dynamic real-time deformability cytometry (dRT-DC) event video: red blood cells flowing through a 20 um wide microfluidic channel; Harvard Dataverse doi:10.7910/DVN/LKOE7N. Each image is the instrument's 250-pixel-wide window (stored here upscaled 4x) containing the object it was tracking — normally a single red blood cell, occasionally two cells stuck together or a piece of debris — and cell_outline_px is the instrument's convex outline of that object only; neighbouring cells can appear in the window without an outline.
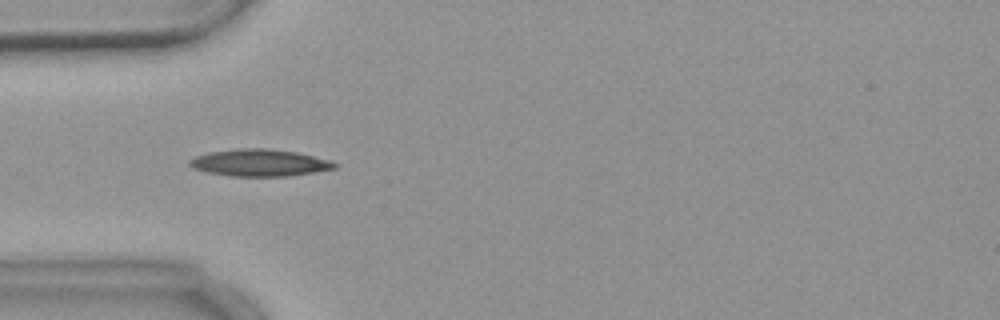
{"species": "common noctule bat (a hibernating species)", "species_latin": "Nyctalus noctula", "temperature_condition": "warm", "stored_images_in_passage": 7, "camera_frame_rate_fps": 3000, "um_per_image_px": 0.085, "animal": {"sex": "female", "body_mass_g": 18.4}, "frame": {"image": 1, "passage_image": 4, "time_ms": 3.667, "image_size_px": [1000, 320], "cell_outline_px": [[340, 164], [336, 168], [288, 176], [232, 176], [208, 172], [192, 168], [188, 164], [188, 160], [196, 156], [208, 152], [240, 148], [264, 148], [296, 152], [328, 160]], "centroid_in_image_um": [22.03, 13.83], "position_along_channel_um": 63.0, "area_um2": 22.66}}
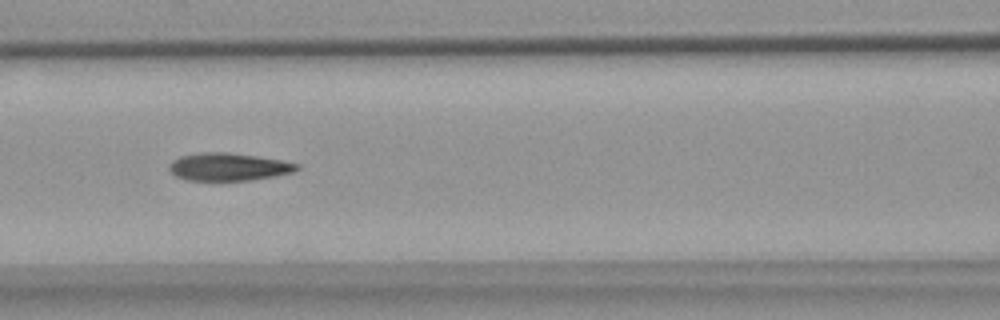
{"frame": {"image": 2, "passage_image": 6, "time_ms": 6.0, "image_size_px": [1000, 320], "cell_outline_px": [[300, 168], [292, 172], [276, 176], [252, 180], [188, 180], [176, 176], [168, 168], [168, 164], [172, 160], [180, 156], [200, 152], [228, 152], [256, 156], [280, 160], [300, 164]], "centroid_in_image_um": [19.41, 14.17], "position_along_channel_um": 147.2, "area_um2": 20.63}}
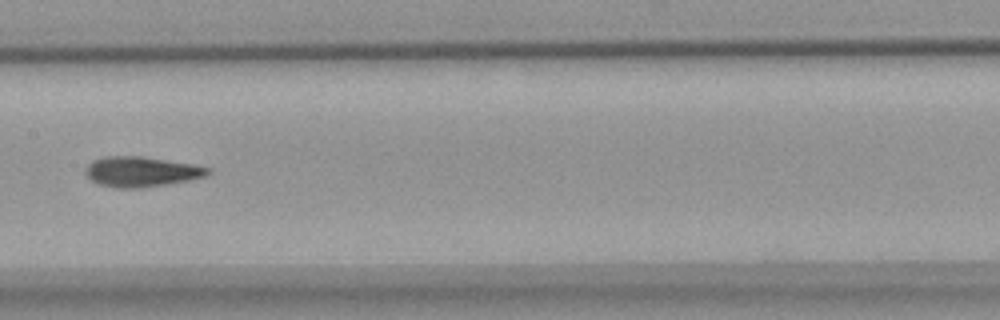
{"frame": {"image": 3, "passage_image": 7, "time_ms": 7.333, "image_size_px": [1000, 320], "cell_outline_px": [[212, 172], [204, 176], [188, 180], [164, 184], [136, 188], [120, 188], [100, 184], [92, 180], [84, 172], [84, 168], [92, 160], [104, 156], [140, 156], [192, 164], [212, 168]], "centroid_in_image_um": [11.99, 14.58], "position_along_channel_um": 195.4, "area_um2": 21.27}}